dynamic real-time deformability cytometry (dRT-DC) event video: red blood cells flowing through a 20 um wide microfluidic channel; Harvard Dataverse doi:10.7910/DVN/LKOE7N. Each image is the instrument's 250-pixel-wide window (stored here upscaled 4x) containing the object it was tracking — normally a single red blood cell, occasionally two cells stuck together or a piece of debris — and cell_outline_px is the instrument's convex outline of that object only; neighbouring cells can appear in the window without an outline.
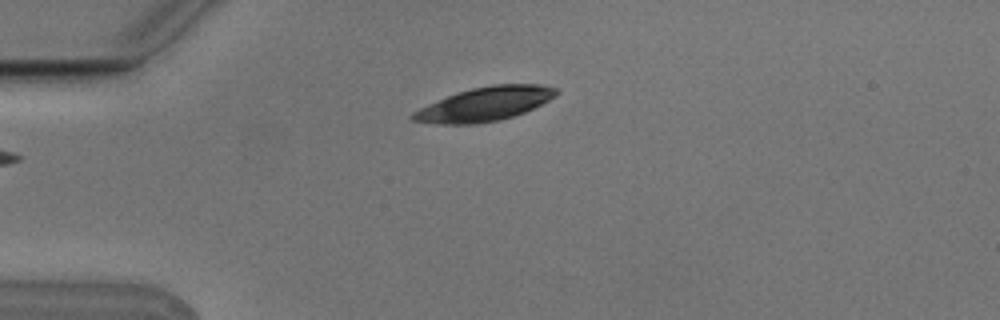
{"species": "Egyptian fruit bat (a non-hibernating species)", "species_latin": "Rousettus aegyptiacus", "temperature_condition": "cold", "stored_images_in_passage": 4, "camera_frame_rate_fps": 3000, "um_per_image_px": 0.085, "animal": {"sex": "male"}, "frame": {"image": 1, "passage_image": 4, "time_ms": 1.0, "image_size_px": [1000, 320], "cell_outline_px": [[560, 92], [556, 96], [524, 112], [500, 120], [476, 124], [440, 124], [412, 120], [408, 116], [412, 112], [428, 104], [448, 96], [472, 88], [492, 84], [544, 84], [556, 88]], "centroid_in_image_um": [41.22, 8.84], "position_along_channel_um": 43.8, "area_um2": 28.15}}